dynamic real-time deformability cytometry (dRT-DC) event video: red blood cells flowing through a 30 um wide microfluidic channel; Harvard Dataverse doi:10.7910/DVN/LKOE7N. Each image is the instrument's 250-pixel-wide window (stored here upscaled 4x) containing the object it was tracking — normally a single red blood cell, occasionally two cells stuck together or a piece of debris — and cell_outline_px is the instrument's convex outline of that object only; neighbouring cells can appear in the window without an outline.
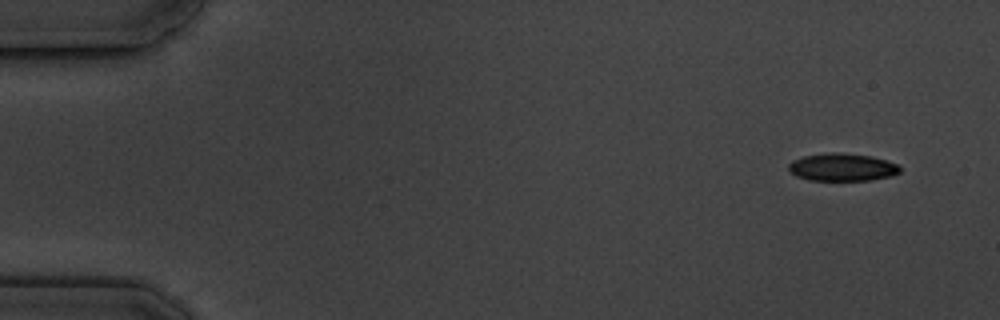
{"species": "common noctule bat (a hibernating species)", "species_latin": "Nyctalus noctula", "temperature_condition": "cold", "stored_images_in_passage": 4, "camera_frame_rate_fps": 3000, "um_per_image_px": 0.085, "animal": {"sex": "male", "body_mass_g": 19.5, "forearm_length_mm": 54.6}, "frame": {"image": 1, "passage_image": 1, "time_ms": 0.0, "image_size_px": [1000, 320], "cell_outline_px": [[900, 172], [892, 176], [868, 180], [808, 180], [796, 176], [788, 172], [788, 164], [792, 160], [804, 156], [832, 152], [840, 152], [872, 156], [896, 164], [900, 168]], "centroid_in_image_um": [71.54, 14.21], "position_along_channel_um": 13.5, "area_um2": 17.98}}
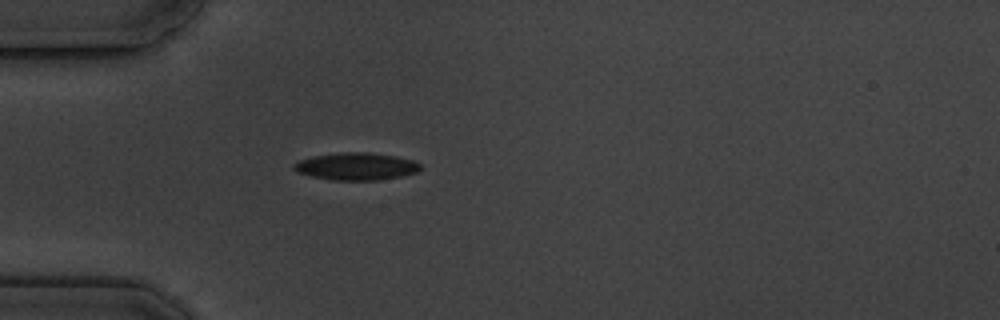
{"frame": {"image": 2, "passage_image": 4, "time_ms": 4.333, "image_size_px": [1000, 320], "cell_outline_px": [[420, 168], [416, 172], [400, 176], [376, 180], [332, 180], [312, 176], [296, 172], [292, 168], [292, 164], [300, 160], [312, 156], [340, 152], [368, 152], [396, 156], [412, 160], [420, 164]], "centroid_in_image_um": [30.23, 14.13], "position_along_channel_um": 54.8, "area_um2": 20.11}}